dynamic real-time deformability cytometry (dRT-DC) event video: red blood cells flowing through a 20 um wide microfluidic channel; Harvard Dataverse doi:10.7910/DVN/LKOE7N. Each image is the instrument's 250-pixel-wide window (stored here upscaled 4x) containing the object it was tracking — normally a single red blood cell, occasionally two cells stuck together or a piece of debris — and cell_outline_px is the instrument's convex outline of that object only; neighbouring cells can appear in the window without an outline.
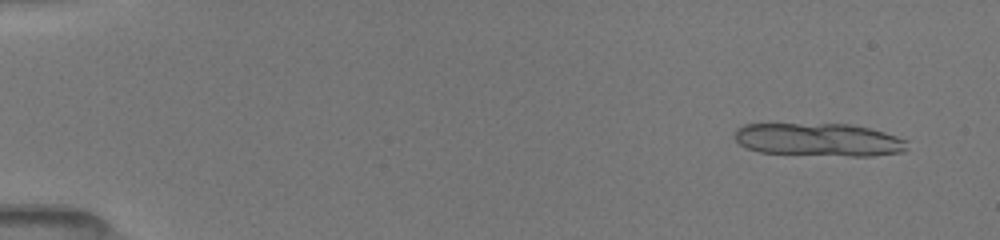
{"species": "common noctule bat (a hibernating species)", "species_latin": "Nyctalus noctula", "temperature_condition": "room temperature", "stored_images_in_passage": 14, "camera_frame_rate_fps": 3000, "um_per_image_px": 0.085, "animal": {"sex": "female", "body_mass_g": 19.5, "forearm_length_mm": 54.1}, "frame": {"image": 1, "passage_image": 4, "time_ms": 1.0, "image_size_px": [1000, 240], "cell_outline_px": [[908, 148], [904, 152], [872, 156], [852, 156], [760, 152], [748, 148], [740, 144], [736, 140], [736, 128], [744, 124], [852, 124], [884, 132], [908, 140]], "centroid_in_image_um": [69.65, 11.87], "position_along_channel_um": 15.3, "area_um2": 33.18}}